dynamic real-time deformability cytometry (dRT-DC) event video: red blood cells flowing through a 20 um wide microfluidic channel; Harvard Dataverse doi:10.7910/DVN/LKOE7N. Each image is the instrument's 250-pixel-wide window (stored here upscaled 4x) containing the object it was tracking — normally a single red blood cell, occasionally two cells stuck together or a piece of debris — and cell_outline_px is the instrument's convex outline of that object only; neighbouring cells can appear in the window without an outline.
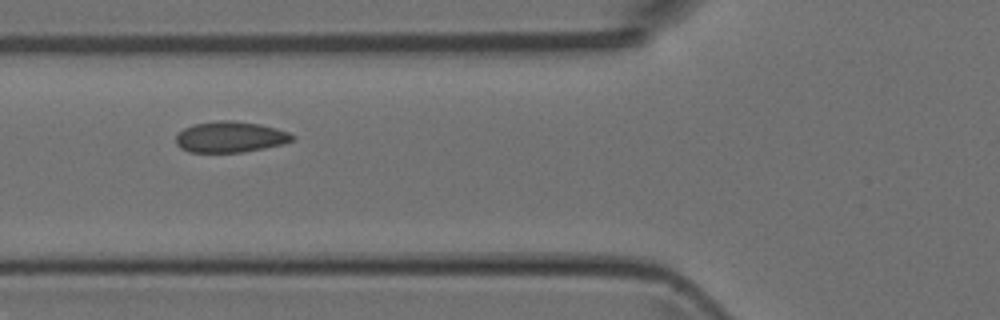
{"species": "Egyptian fruit bat (a non-hibernating species)", "species_latin": "Rousettus aegyptiacus", "temperature_condition": "room temperature", "stored_images_in_passage": 7, "camera_frame_rate_fps": 3000, "um_per_image_px": 0.085, "animal": {"sex": "female"}, "frame": {"image": 1, "passage_image": 5, "time_ms": 5.333, "image_size_px": [1000, 320], "cell_outline_px": [[296, 136], [292, 140], [284, 144], [244, 152], [188, 152], [180, 148], [176, 144], [176, 136], [184, 128], [192, 124], [216, 120], [232, 120], [260, 124], [276, 128], [288, 132]], "centroid_in_image_um": [19.56, 11.63], "position_along_channel_um": 106.2, "area_um2": 21.15}}
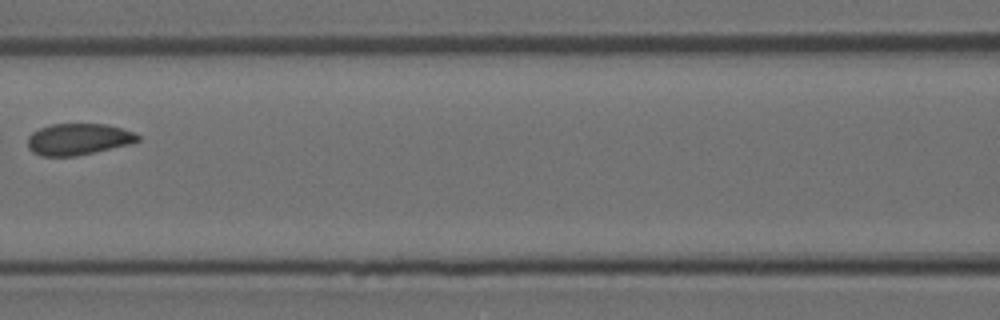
{"frame": {"image": 2, "passage_image": 6, "time_ms": 6.667, "image_size_px": [1000, 320], "cell_outline_px": [[140, 140], [128, 144], [76, 156], [40, 156], [32, 152], [28, 148], [28, 136], [32, 132], [40, 128], [52, 124], [108, 124], [132, 132], [140, 136]], "centroid_in_image_um": [6.61, 11.83], "position_along_channel_um": 160.0, "area_um2": 20.06}}
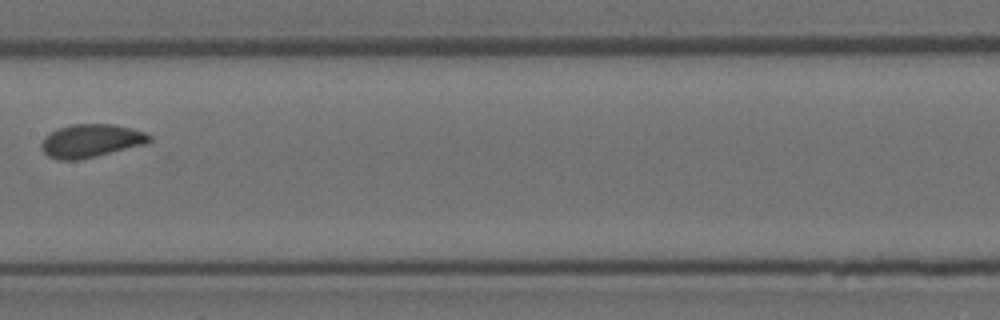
{"frame": {"image": 3, "passage_image": 7, "time_ms": 7.667, "image_size_px": [1000, 320], "cell_outline_px": [[152, 140], [148, 144], [80, 160], [60, 160], [48, 156], [40, 148], [40, 144], [44, 136], [60, 128], [72, 124], [112, 124], [132, 128], [144, 132], [152, 136]], "centroid_in_image_um": [7.76, 11.98], "position_along_channel_um": 199.6, "area_um2": 21.1}}